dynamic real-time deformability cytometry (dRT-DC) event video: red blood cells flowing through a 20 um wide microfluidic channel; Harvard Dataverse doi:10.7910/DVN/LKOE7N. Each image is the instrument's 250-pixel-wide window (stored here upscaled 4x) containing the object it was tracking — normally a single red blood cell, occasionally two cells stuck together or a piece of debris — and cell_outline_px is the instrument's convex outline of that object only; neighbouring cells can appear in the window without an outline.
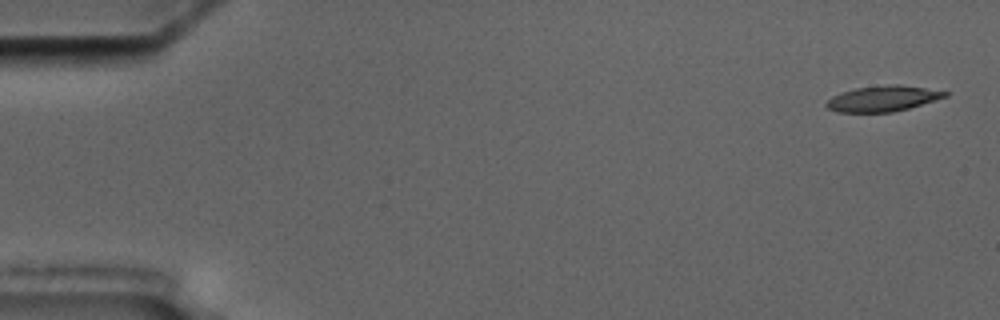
{"species": "common noctule bat (a hibernating species)", "species_latin": "Nyctalus noctula", "temperature_condition": "cold", "stored_images_in_passage": 4, "camera_frame_rate_fps": 3000, "um_per_image_px": 0.085, "animal": {"sex": "male", "body_mass_g": 17.5, "forearm_length_mm": 52.3}, "frame": {"image": 1, "passage_image": 1, "time_ms": 0.0, "image_size_px": [1000, 320], "cell_outline_px": [[948, 96], [908, 108], [892, 112], [836, 112], [828, 108], [824, 104], [832, 96], [840, 92], [856, 88], [888, 84], [900, 84], [948, 92]], "centroid_in_image_um": [75.0, 8.37], "position_along_channel_um": 10.0, "area_um2": 17.63}}